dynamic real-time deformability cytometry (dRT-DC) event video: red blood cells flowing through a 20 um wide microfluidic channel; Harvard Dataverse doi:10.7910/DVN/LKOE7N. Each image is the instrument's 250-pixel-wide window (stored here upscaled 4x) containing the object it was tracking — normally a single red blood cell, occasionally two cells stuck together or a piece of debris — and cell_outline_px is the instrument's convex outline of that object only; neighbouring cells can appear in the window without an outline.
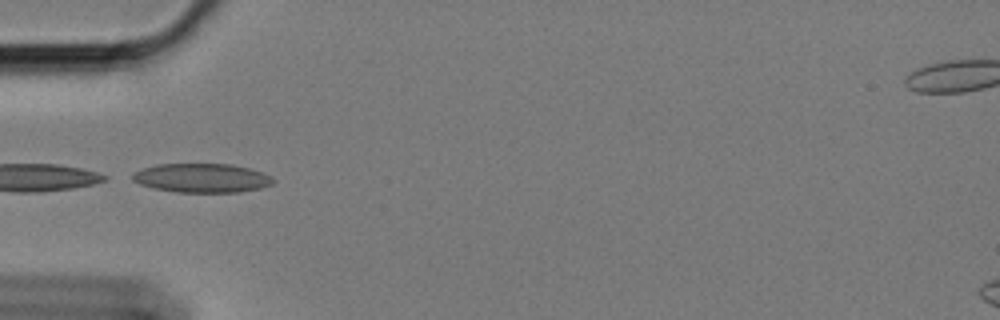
{"species": "Egyptian fruit bat (a non-hibernating species)", "species_latin": "Rousettus aegyptiacus", "temperature_condition": "cold", "stored_images_in_passage": 7, "camera_frame_rate_fps": 3000, "um_per_image_px": 0.085, "animal": {"sex": "female"}, "frame": {"image": 1, "passage_image": 1, "time_ms": 0.0, "image_size_px": [1000, 320], "cell_outline_px": [[276, 180], [272, 184], [260, 188], [240, 192], [176, 192], [156, 188], [140, 184], [132, 180], [132, 176], [136, 172], [144, 168], [156, 164], [232, 164], [248, 168], [272, 176]], "centroid_in_image_um": [17.19, 15.13], "position_along_channel_um": 67.8, "area_um2": 23.64}}